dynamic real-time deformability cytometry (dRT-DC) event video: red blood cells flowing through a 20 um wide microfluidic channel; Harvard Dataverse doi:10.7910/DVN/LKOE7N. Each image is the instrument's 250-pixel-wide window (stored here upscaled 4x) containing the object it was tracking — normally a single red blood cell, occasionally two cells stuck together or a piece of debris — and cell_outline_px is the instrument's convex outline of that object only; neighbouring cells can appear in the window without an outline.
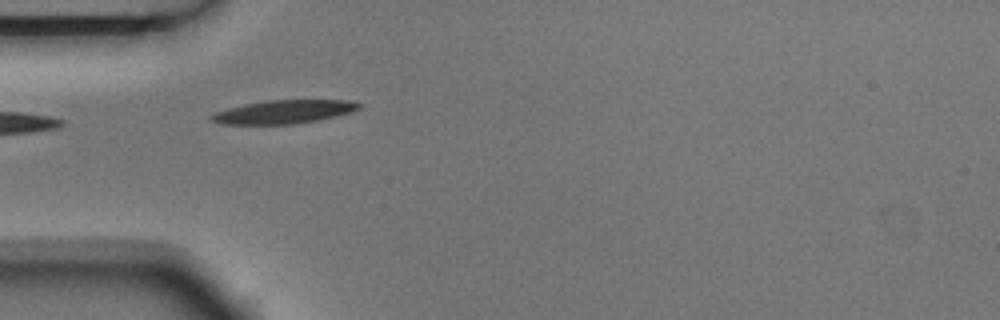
{"species": "Egyptian fruit bat (a non-hibernating species)", "species_latin": "Rousettus aegyptiacus", "temperature_condition": "room temperature", "stored_images_in_passage": 3, "camera_frame_rate_fps": 3000, "um_per_image_px": 0.085, "animal": {"sex": "male"}, "frame": {"image": 1, "passage_image": 2, "time_ms": 0.333, "image_size_px": [1000, 320], "cell_outline_px": [[364, 104], [360, 108], [352, 112], [336, 116], [316, 120], [292, 124], [220, 124], [208, 120], [208, 116], [216, 112], [228, 108], [244, 104], [268, 100], [348, 100]], "centroid_in_image_um": [24.11, 9.5], "position_along_channel_um": 60.9, "area_um2": 20.23}}
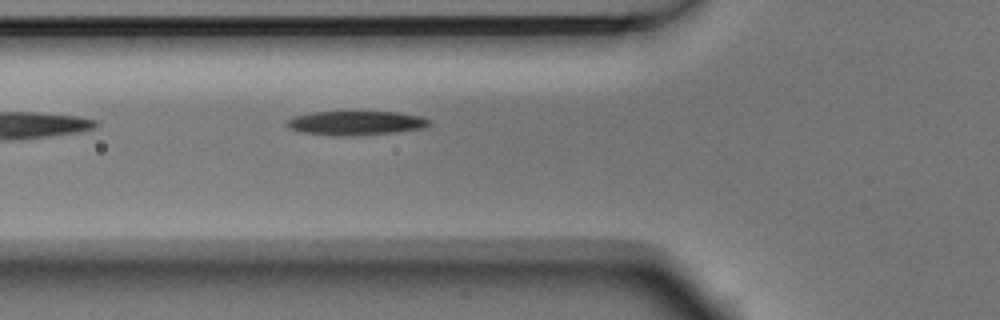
{"frame": {"image": 2, "passage_image": 3, "time_ms": 0.667, "image_size_px": [1000, 320], "cell_outline_px": [[432, 124], [428, 128], [396, 132], [352, 136], [332, 136], [300, 132], [288, 128], [284, 124], [292, 116], [312, 112], [400, 112], [420, 116], [432, 120]], "centroid_in_image_um": [30.27, 10.46], "position_along_channel_um": 95.5, "area_um2": 20.52}}